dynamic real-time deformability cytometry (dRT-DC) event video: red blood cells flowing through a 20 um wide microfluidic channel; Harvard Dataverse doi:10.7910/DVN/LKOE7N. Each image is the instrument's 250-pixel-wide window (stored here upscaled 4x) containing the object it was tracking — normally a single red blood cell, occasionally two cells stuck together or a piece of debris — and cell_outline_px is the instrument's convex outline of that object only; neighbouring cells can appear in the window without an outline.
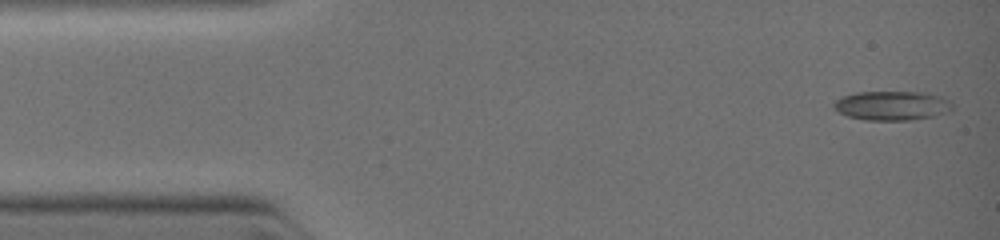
{"species": "common noctule bat (a hibernating species)", "species_latin": "Nyctalus noctula", "temperature_condition": "warm", "stored_images_in_passage": 3, "camera_frame_rate_fps": 3000, "um_per_image_px": 0.085, "animal": {"sex": "female", "body_mass_g": 19.0, "forearm_length_mm": 51.5}, "frame": {"image": 1, "passage_image": 1, "time_ms": 0.0, "image_size_px": [1000, 240], "cell_outline_px": [[952, 108], [948, 112], [936, 116], [912, 120], [864, 120], [848, 116], [840, 112], [832, 104], [836, 100], [844, 96], [856, 92], [928, 92], [948, 100], [952, 104]], "centroid_in_image_um": [75.85, 8.98], "position_along_channel_um": 9.2, "area_um2": 20.17}}
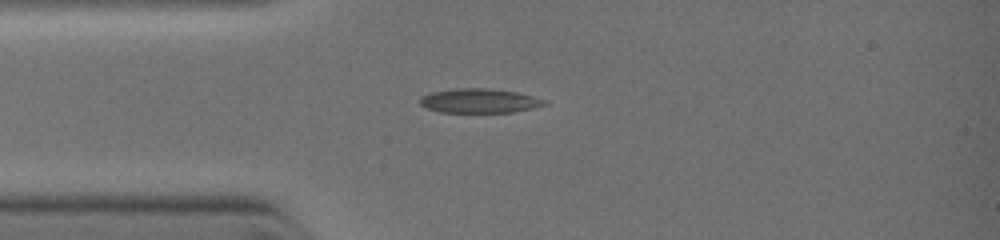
{"frame": {"image": 2, "passage_image": 3, "time_ms": 2.333, "image_size_px": [1000, 240], "cell_outline_px": [[548, 104], [532, 108], [512, 112], [440, 112], [428, 108], [420, 104], [420, 96], [432, 92], [456, 88], [488, 88], [516, 92], [548, 100]], "centroid_in_image_um": [40.76, 8.56], "position_along_channel_um": 44.2, "area_um2": 17.57}}